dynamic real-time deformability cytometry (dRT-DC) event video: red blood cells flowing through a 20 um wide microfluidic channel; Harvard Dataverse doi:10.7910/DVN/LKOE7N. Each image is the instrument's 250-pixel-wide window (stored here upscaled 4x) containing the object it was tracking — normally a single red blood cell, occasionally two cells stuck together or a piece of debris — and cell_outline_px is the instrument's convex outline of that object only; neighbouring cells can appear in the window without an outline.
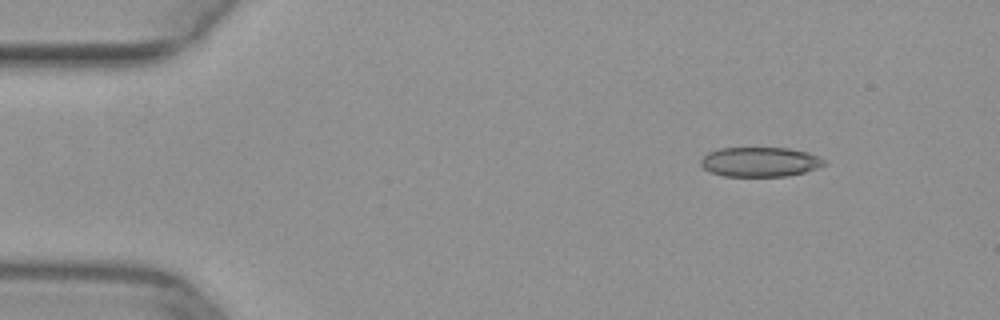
{"species": "common noctule bat (a hibernating species)", "species_latin": "Nyctalus noctula", "temperature_condition": "warm", "stored_images_in_passage": 49, "camera_frame_rate_fps": 3000, "um_per_image_px": 0.085, "animal": {"sex": "female", "body_mass_g": 29.2, "forearm_length_mm": 56.3}, "frame": {"image": 1, "passage_image": 5, "time_ms": 1.333, "image_size_px": [1000, 320], "cell_outline_px": [[828, 164], [804, 172], [784, 176], [724, 176], [712, 172], [704, 168], [700, 164], [700, 160], [708, 152], [720, 148], [788, 148], [808, 152], [828, 160]], "centroid_in_image_um": [64.63, 13.75], "position_along_channel_um": 20.4, "area_um2": 21.33}}
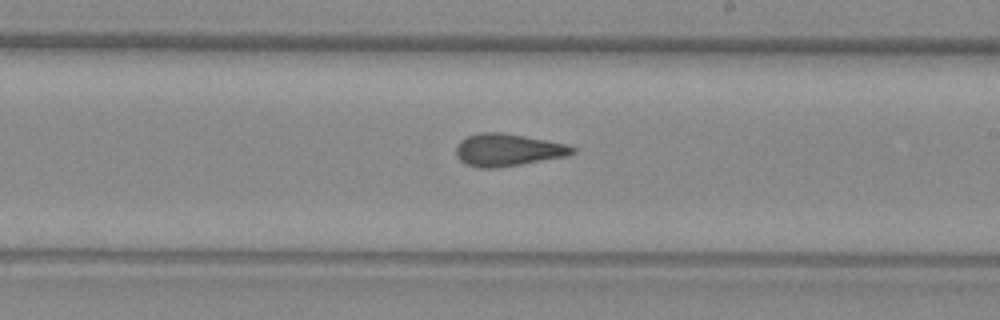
{"frame": {"image": 2, "passage_image": 28, "time_ms": 9.0, "image_size_px": [1000, 320], "cell_outline_px": [[576, 152], [568, 156], [496, 168], [480, 168], [464, 164], [456, 156], [456, 148], [460, 140], [468, 136], [480, 132], [500, 132], [524, 136], [568, 144], [576, 148]], "centroid_in_image_um": [43.16, 12.75], "position_along_channel_um": 245.8, "area_um2": 22.02}}
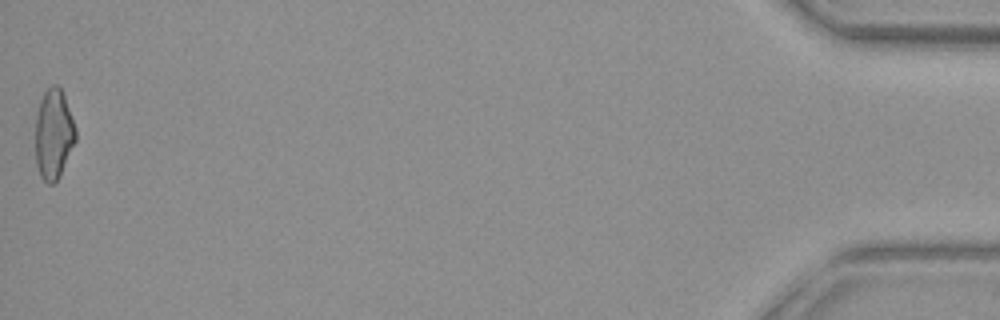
{"frame": {"image": 3, "passage_image": 49, "time_ms": 16.0, "image_size_px": [1000, 320], "cell_outline_px": [[76, 140], [60, 176], [52, 184], [48, 184], [40, 176], [36, 164], [36, 112], [40, 100], [44, 92], [52, 84], [56, 84], [60, 88], [64, 96], [76, 128]], "centroid_in_image_um": [4.55, 11.41], "position_along_channel_um": 430.6, "area_um2": 21.1}}